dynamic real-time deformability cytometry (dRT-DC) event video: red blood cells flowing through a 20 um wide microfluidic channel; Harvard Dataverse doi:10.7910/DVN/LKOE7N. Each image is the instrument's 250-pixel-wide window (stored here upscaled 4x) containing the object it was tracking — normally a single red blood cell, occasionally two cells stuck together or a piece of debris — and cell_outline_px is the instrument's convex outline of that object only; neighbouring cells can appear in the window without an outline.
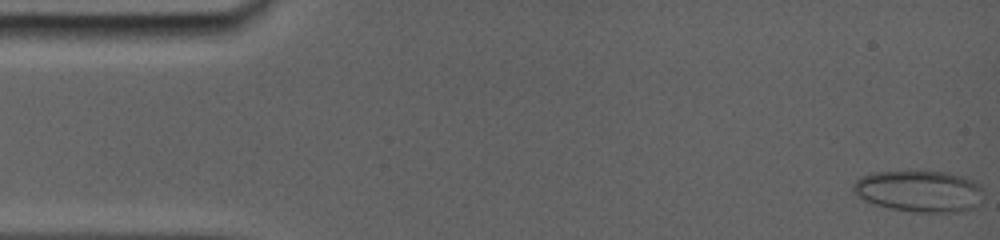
{"species": "common noctule bat (a hibernating species)", "species_latin": "Nyctalus noctula", "temperature_condition": "room temperature", "stored_images_in_passage": 50, "camera_frame_rate_fps": 5000, "um_per_image_px": 0.085, "animal": {"sex": "female", "body_mass_g": 19.0, "forearm_length_mm": 56.7}, "frame": {"image": 1, "passage_image": 1, "time_ms": 0.0, "image_size_px": [1000, 240], "cell_outline_px": [[984, 200], [976, 208], [960, 212], [912, 212], [888, 208], [872, 204], [856, 196], [852, 188], [856, 180], [864, 176], [884, 172], [940, 172], [956, 176], [968, 180], [976, 188]], "centroid_in_image_um": [78.07, 16.31], "position_along_channel_um": 6.9, "area_um2": 30.75}}
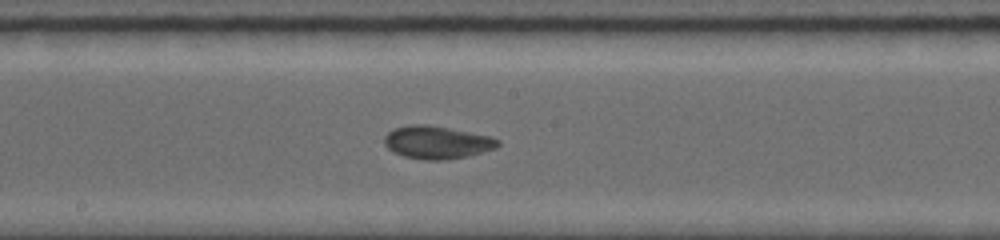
{"frame": {"image": 2, "passage_image": 30, "time_ms": 8.6, "image_size_px": [1000, 240], "cell_outline_px": [[500, 144], [496, 148], [464, 156], [444, 160], [428, 160], [404, 156], [388, 148], [384, 144], [384, 136], [388, 132], [396, 128], [412, 124], [424, 124], [448, 128], [488, 136], [500, 140]], "centroid_in_image_um": [37.12, 12.09], "position_along_channel_um": 211.1, "area_um2": 21.21}}
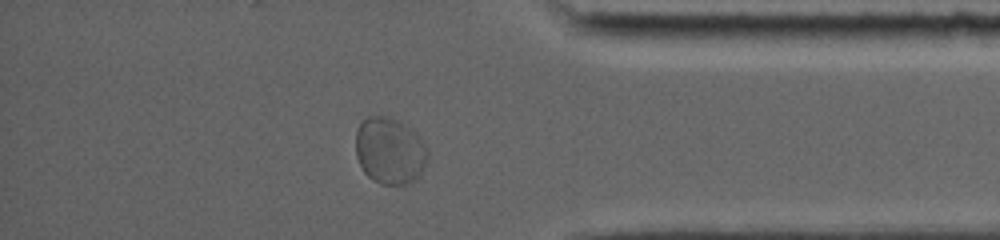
{"frame": {"image": 3, "passage_image": 45, "time_ms": 13.8, "image_size_px": [1000, 240], "cell_outline_px": [[428, 160], [420, 176], [416, 180], [404, 184], [380, 184], [372, 180], [364, 172], [356, 156], [356, 128], [368, 116], [388, 116], [400, 120], [412, 128], [424, 140], [428, 148]], "centroid_in_image_um": [33.17, 12.8], "position_along_channel_um": 402.0, "area_um2": 28.61}, "authors_computed_cell_mechanics": {"area_um2": 21.2126, "velocity_mm_per_s": 3.8173, "shape_relaxation_time_tau1_ms": null, "shape_relaxation_time_tau2_ms": 1.4931, "deformation_change_tau1": null, "deformation_change_tau2": 0.0535}}